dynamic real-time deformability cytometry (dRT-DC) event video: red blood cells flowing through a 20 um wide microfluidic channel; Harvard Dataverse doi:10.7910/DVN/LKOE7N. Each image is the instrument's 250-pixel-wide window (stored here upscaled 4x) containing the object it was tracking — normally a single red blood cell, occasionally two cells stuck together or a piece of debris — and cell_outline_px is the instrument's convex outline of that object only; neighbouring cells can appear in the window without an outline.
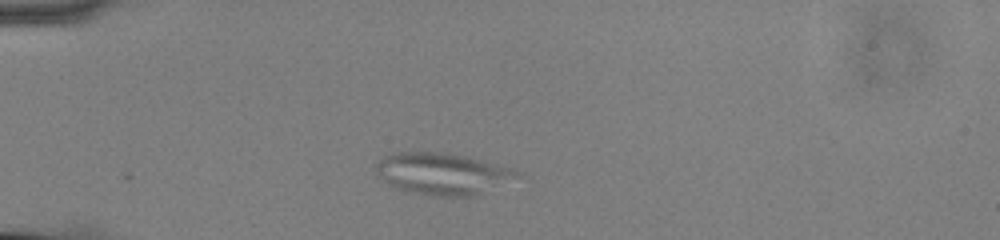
{"species": "common noctule bat (a hibernating species)", "species_latin": "Nyctalus noctula", "temperature_condition": "cold", "stored_images_in_passage": 8, "camera_frame_rate_fps": 3000, "um_per_image_px": 0.085, "animal": {"sex": "male", "body_mass_g": 13.0, "forearm_length_mm": 53.1}, "frame": {"image": 1, "passage_image": 1, "time_ms": 0.0, "image_size_px": [1000, 240], "cell_outline_px": [[520, 176], [472, 196], [432, 196], [412, 192], [388, 184], [376, 172], [376, 164], [388, 152], [448, 152], [468, 156], [516, 168], [520, 172]], "centroid_in_image_um": [37.62, 14.73], "position_along_channel_um": 47.4, "area_um2": 34.28}}